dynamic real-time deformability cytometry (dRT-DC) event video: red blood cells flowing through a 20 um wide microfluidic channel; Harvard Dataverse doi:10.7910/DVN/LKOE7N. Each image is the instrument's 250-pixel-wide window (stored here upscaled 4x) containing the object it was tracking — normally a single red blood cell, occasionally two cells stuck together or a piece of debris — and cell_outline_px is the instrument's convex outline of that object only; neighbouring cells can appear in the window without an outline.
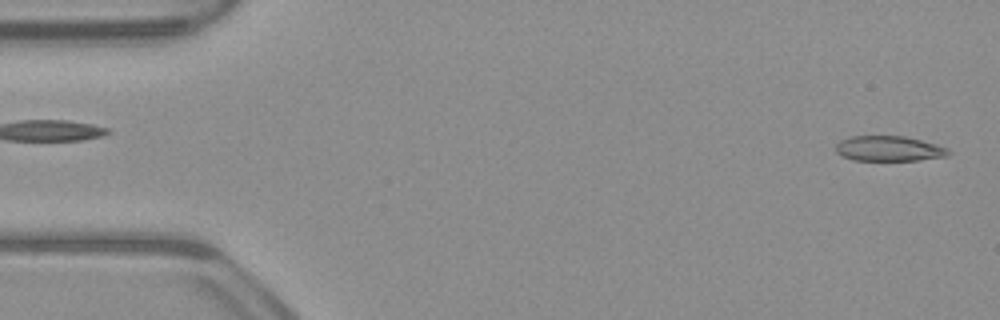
{"species": "common noctule bat (a hibernating species)", "species_latin": "Nyctalus noctula", "temperature_condition": "warm", "stored_images_in_passage": 51, "camera_frame_rate_fps": 3000, "um_per_image_px": 0.085, "animal": {"sex": "male", "body_mass_g": 23.1, "forearm_length_mm": 52.7}, "frame": {"image": 1, "passage_image": 1, "time_ms": 0.0, "image_size_px": [1000, 320], "cell_outline_px": [[952, 152], [948, 156], [920, 160], [852, 160], [836, 152], [836, 144], [840, 140], [848, 136], [904, 136], [936, 144], [948, 148]], "centroid_in_image_um": [75.57, 12.63], "position_along_channel_um": 9.4, "area_um2": 16.59}}
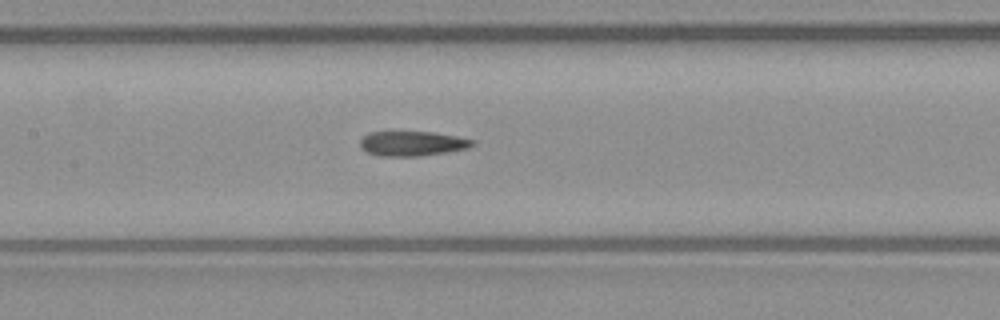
{"frame": {"image": 2, "passage_image": 23, "time_ms": 7.333, "image_size_px": [1000, 320], "cell_outline_px": [[476, 144], [468, 148], [420, 156], [380, 156], [368, 152], [360, 148], [360, 140], [368, 132], [392, 128], [432, 132], [456, 136], [476, 140]], "centroid_in_image_um": [34.98, 12.14], "position_along_channel_um": 172.4, "area_um2": 17.11}}
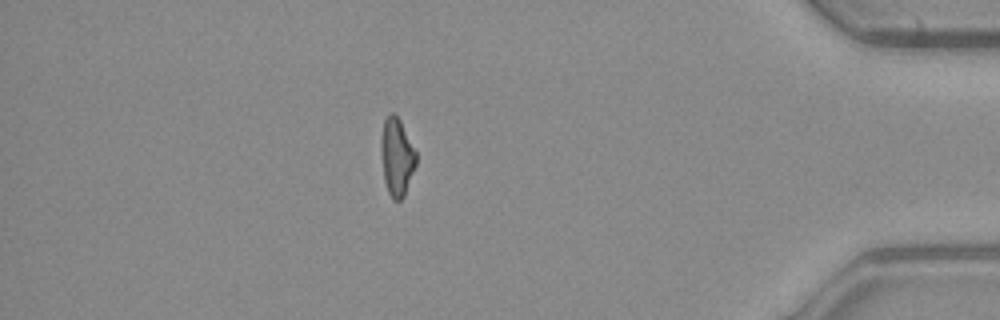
{"frame": {"image": 3, "passage_image": 44, "time_ms": 14.333, "image_size_px": [1000, 320], "cell_outline_px": [[416, 164], [404, 196], [400, 200], [392, 200], [388, 192], [384, 180], [380, 148], [380, 136], [384, 120], [392, 112], [400, 120], [416, 152]], "centroid_in_image_um": [33.71, 13.35], "position_along_channel_um": 401.5, "area_um2": 15.84}, "authors_computed_cell_mechanics": {"area_um2": 16.9354, "velocity_mm_per_s": 3.9581, "shape_relaxation_time_tau1_ms": null, "shape_relaxation_time_tau2_ms": 4.5516, "deformation_change_tau1": null, "deformation_change_tau2": 0.1408}}